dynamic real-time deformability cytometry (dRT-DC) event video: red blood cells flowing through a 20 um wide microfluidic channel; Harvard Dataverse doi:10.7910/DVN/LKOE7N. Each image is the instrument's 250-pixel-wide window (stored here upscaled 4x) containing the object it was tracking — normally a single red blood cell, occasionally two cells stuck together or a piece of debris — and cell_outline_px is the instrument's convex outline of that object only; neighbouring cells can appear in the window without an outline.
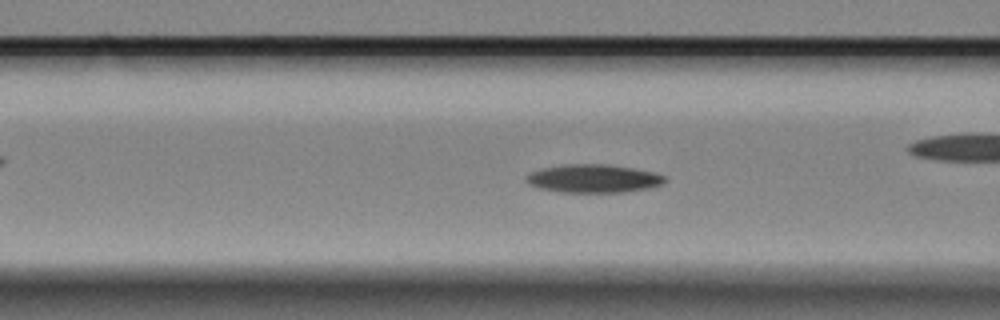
{"species": "Egyptian fruit bat (a non-hibernating species)", "species_latin": "Rousettus aegyptiacus", "temperature_condition": "cold", "stored_images_in_passage": 56, "camera_frame_rate_fps": 3000, "um_per_image_px": 0.085, "animal": {"sex": "female"}, "frame": {"image": 1, "passage_image": 17, "time_ms": 5.333, "image_size_px": [1000, 320], "cell_outline_px": [[668, 180], [664, 184], [652, 188], [624, 192], [560, 192], [540, 188], [528, 184], [524, 180], [524, 176], [540, 168], [564, 164], [608, 164], [636, 168], [652, 172], [664, 176]], "centroid_in_image_um": [50.45, 15.17], "position_along_channel_um": 116.1, "area_um2": 23.18}}
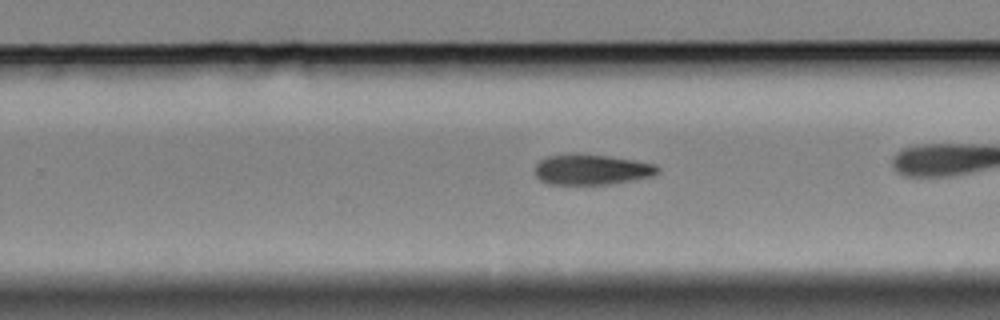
{"frame": {"image": 2, "passage_image": 32, "time_ms": 10.333, "image_size_px": [1000, 320], "cell_outline_px": [[660, 172], [652, 176], [632, 180], [608, 184], [548, 184], [540, 180], [536, 176], [536, 164], [540, 160], [548, 156], [608, 156], [656, 164], [660, 168]], "centroid_in_image_um": [50.33, 14.45], "position_along_channel_um": 279.5, "area_um2": 21.04}}
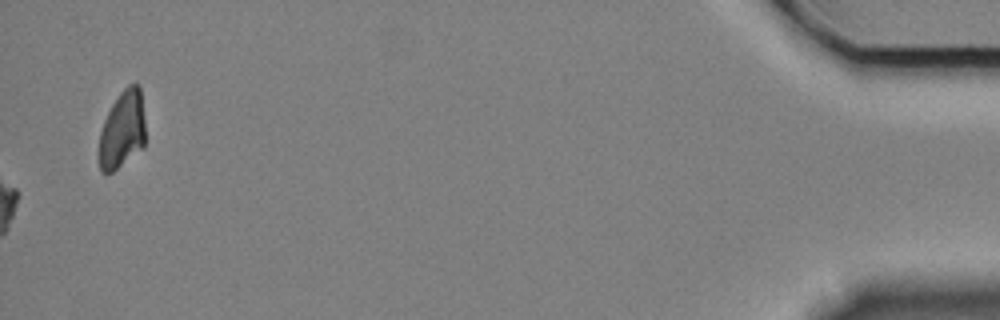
{"frame": {"image": 3, "passage_image": 56, "time_ms": 18.333, "image_size_px": [1000, 320], "cell_outline_px": [[144, 148], [112, 172], [100, 172], [100, 132], [104, 120], [112, 104], [120, 92], [128, 84], [140, 84], [144, 116]], "centroid_in_image_um": [10.42, 11.0], "position_along_channel_um": 424.8, "area_um2": 20.87}, "authors_computed_cell_mechanics": {"area_um2": 22.1663, "velocity_mm_per_s": 3.3066, "shape_relaxation_time_tau1_ms": 5.1371, "shape_relaxation_time_tau2_ms": null, "deformation_change_tau1": 0.1064, "deformation_change_tau2": null}}